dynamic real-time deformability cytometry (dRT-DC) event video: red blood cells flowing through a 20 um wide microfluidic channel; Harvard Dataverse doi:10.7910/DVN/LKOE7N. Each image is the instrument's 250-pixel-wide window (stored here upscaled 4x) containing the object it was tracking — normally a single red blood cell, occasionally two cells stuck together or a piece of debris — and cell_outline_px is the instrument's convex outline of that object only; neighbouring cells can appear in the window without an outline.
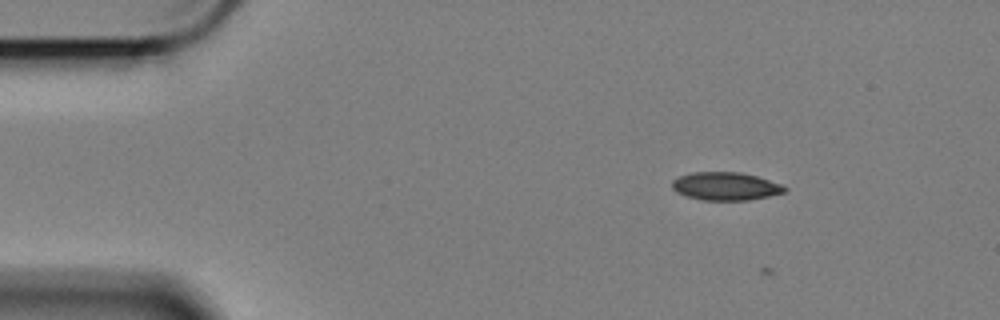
{"species": "Egyptian fruit bat (a non-hibernating species)", "species_latin": "Rousettus aegyptiacus", "temperature_condition": "cold", "stored_images_in_passage": 9, "camera_frame_rate_fps": 3000, "um_per_image_px": 0.085, "animal": {"sex": "female"}, "frame": {"image": 1, "passage_image": 8, "time_ms": 2.333, "image_size_px": [1000, 320], "cell_outline_px": [[788, 188], [784, 192], [768, 196], [748, 200], [704, 200], [688, 196], [676, 192], [672, 188], [672, 180], [680, 176], [692, 172], [740, 172], [756, 176], [780, 184]], "centroid_in_image_um": [61.65, 15.82], "position_along_channel_um": 23.3, "area_um2": 18.21}}